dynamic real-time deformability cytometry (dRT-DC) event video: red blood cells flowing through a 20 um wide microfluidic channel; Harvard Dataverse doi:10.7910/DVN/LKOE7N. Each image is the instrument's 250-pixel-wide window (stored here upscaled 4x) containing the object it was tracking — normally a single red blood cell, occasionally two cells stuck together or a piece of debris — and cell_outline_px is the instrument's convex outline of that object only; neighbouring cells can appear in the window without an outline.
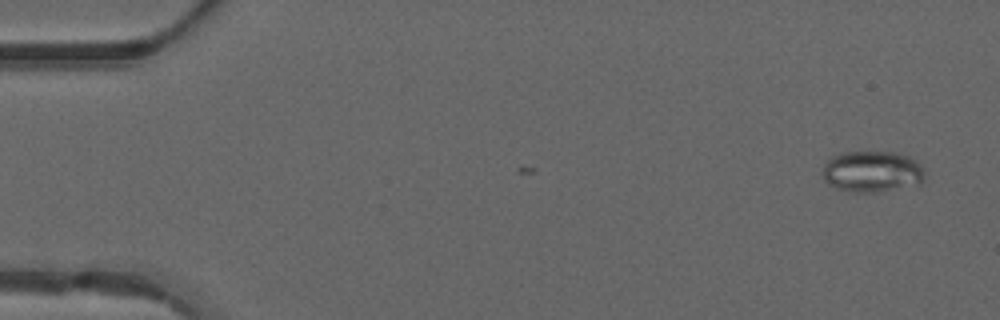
{"species": "common noctule bat (a hibernating species)", "species_latin": "Nyctalus noctula", "temperature_condition": "warm", "stored_images_in_passage": 7, "camera_frame_rate_fps": 3000, "um_per_image_px": 0.085, "animal": {"sex": "male", "forearm_length_mm": 52.5}, "frame": {"image": 1, "passage_image": 3, "time_ms": 0.667, "image_size_px": [1000, 320], "cell_outline_px": [[924, 180], [920, 184], [876, 192], [856, 192], [836, 188], [828, 184], [824, 180], [824, 164], [832, 156], [840, 152], [896, 152], [908, 156], [920, 164], [924, 168]], "centroid_in_image_um": [74.14, 14.57], "position_along_channel_um": 10.9, "area_um2": 24.57}}